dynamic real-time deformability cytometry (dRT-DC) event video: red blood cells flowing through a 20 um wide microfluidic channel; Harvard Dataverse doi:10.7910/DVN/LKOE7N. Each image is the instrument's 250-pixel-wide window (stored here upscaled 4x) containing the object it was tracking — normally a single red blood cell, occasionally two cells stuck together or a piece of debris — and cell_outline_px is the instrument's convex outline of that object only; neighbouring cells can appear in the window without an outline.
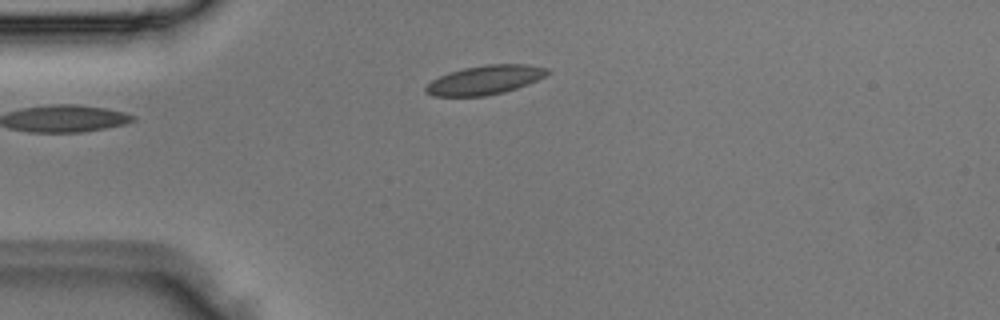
{"species": "Egyptian fruit bat (a non-hibernating species)", "species_latin": "Rousettus aegyptiacus", "temperature_condition": "room temperature", "stored_images_in_passage": 2, "camera_frame_rate_fps": 3000, "um_per_image_px": 0.085, "animal": {"sex": "male"}, "frame": {"image": 1, "passage_image": 2, "time_ms": 0.333, "image_size_px": [1000, 320], "cell_outline_px": [[552, 72], [536, 80], [516, 88], [504, 92], [484, 96], [432, 96], [424, 92], [424, 88], [432, 80], [440, 76], [464, 68], [488, 64], [524, 64], [548, 68]], "centroid_in_image_um": [41.21, 6.8], "position_along_channel_um": 43.8, "area_um2": 20.4}}